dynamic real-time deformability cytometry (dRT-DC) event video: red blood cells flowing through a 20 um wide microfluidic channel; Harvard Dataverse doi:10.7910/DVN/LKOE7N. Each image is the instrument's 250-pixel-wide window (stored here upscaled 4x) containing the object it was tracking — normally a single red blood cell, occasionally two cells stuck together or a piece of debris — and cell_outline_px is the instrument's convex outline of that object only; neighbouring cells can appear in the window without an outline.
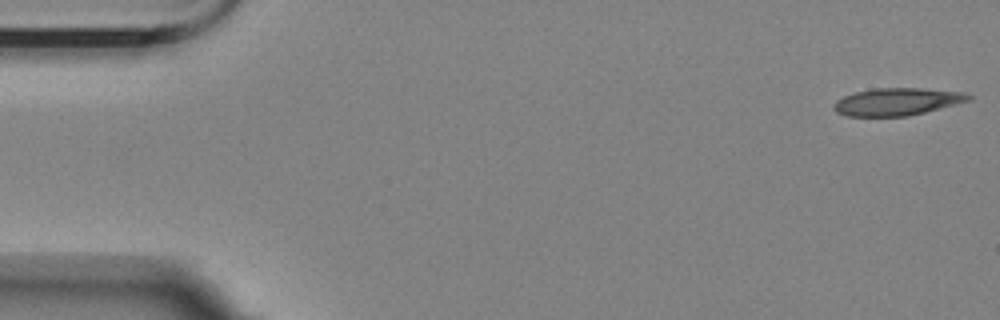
{"species": "Egyptian fruit bat (a non-hibernating species)", "species_latin": "Rousettus aegyptiacus", "temperature_condition": "room temperature", "stored_images_in_passage": 4, "camera_frame_rate_fps": 3000, "um_per_image_px": 0.085, "animal": {"sex": "female"}, "frame": {"image": 1, "passage_image": 1, "time_ms": 0.0, "image_size_px": [1000, 320], "cell_outline_px": [[972, 100], [908, 116], [844, 116], [836, 112], [832, 108], [832, 104], [836, 100], [844, 96], [856, 92], [876, 88], [920, 88], [964, 92], [972, 96]], "centroid_in_image_um": [76.23, 8.65], "position_along_channel_um": 8.8, "area_um2": 21.56}}